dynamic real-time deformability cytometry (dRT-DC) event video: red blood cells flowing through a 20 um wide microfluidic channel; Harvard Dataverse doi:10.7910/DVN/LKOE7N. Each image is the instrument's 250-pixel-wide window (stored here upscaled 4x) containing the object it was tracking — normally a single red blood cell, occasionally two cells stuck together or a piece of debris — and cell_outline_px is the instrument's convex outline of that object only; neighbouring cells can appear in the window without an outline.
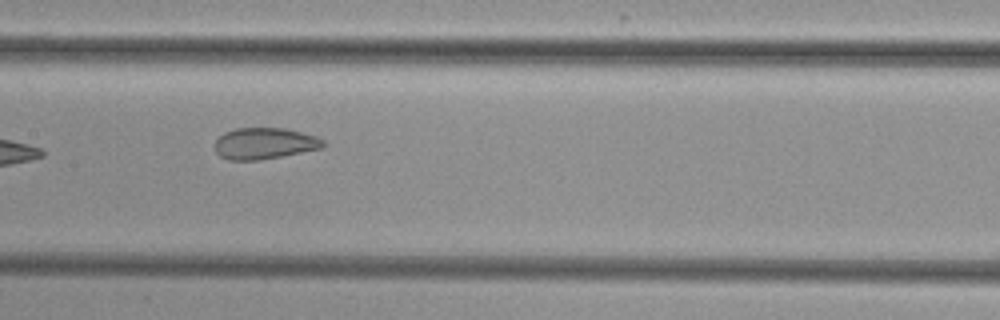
{"species": "common noctule bat (a hibernating species)", "species_latin": "Nyctalus noctula", "temperature_condition": "cold", "stored_images_in_passage": 4, "camera_frame_rate_fps": 3000, "um_per_image_px": 0.085, "animal": {"sex": "female", "body_mass_g": 29.2, "forearm_length_mm": 56.3}, "frame": {"image": 1, "passage_image": 4, "time_ms": 3.667, "image_size_px": [1000, 320], "cell_outline_px": [[324, 148], [260, 160], [228, 160], [220, 156], [216, 152], [216, 140], [224, 132], [236, 128], [284, 128], [316, 136], [324, 140]], "centroid_in_image_um": [22.49, 12.19], "position_along_channel_um": 184.9, "area_um2": 19.77}}